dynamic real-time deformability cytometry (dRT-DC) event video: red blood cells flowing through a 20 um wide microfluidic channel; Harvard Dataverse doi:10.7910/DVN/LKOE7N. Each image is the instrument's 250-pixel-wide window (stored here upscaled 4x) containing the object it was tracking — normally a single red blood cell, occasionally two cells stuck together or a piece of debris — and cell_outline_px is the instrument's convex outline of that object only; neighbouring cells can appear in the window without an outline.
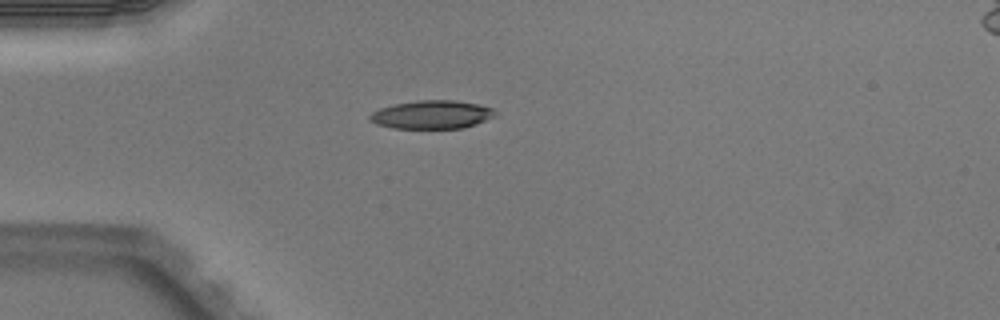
{"species": "Egyptian fruit bat (a non-hibernating species)", "species_latin": "Rousettus aegyptiacus", "temperature_condition": "warm", "stored_images_in_passage": 5, "camera_frame_rate_fps": 3000, "um_per_image_px": 0.085, "animal": {"sex": "male"}, "frame": {"image": 1, "passage_image": 4, "time_ms": 1.0, "image_size_px": [1000, 320], "cell_outline_px": [[500, 112], [496, 116], [476, 124], [464, 128], [392, 128], [376, 124], [368, 120], [368, 116], [372, 112], [380, 108], [396, 104], [416, 100], [456, 100], [480, 104], [496, 108]], "centroid_in_image_um": [36.77, 9.73], "position_along_channel_um": 48.2, "area_um2": 21.1}}